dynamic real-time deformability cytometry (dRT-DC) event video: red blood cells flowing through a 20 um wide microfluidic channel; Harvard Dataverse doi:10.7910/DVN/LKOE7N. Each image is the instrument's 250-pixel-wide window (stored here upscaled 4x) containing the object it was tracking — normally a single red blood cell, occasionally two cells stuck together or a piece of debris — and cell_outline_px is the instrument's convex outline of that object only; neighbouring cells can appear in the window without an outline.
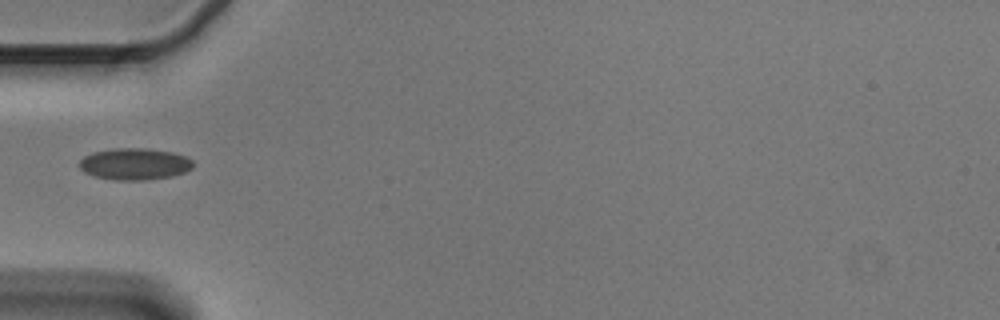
{"species": "Egyptian fruit bat (a non-hibernating species)", "species_latin": "Rousettus aegyptiacus", "temperature_condition": "cold", "stored_images_in_passage": 1, "camera_frame_rate_fps": 3000, "um_per_image_px": 0.085, "animal": {"sex": "male"}, "frame": {"image": 1, "passage_image": 1, "time_ms": 0.0, "image_size_px": [1000, 320], "cell_outline_px": [[192, 168], [184, 172], [172, 176], [144, 180], [116, 180], [96, 176], [84, 172], [80, 168], [80, 160], [84, 156], [92, 152], [116, 148], [148, 148], [172, 152], [184, 156], [192, 160]], "centroid_in_image_um": [11.43, 13.93], "position_along_channel_um": 73.6, "area_um2": 20.87}}